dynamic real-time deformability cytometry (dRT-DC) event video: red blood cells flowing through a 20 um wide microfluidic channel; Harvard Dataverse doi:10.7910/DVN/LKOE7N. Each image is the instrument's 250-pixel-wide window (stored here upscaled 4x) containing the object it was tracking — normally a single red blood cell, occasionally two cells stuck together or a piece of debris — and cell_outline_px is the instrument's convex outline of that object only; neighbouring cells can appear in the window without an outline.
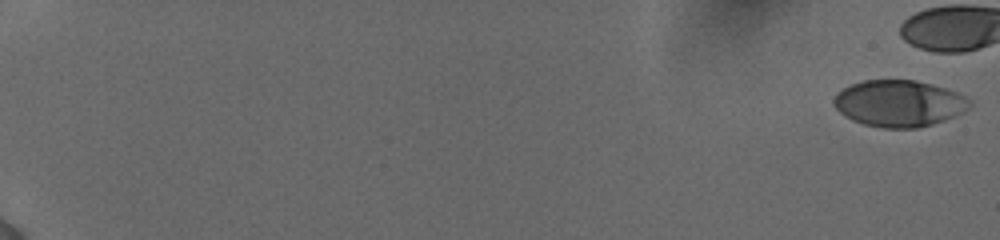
{"species": "human", "species_latin": "Homo sapiens", "temperature_condition": "cold", "stored_images_in_passage": 48, "camera_frame_rate_fps": 3000, "um_per_image_px": 0.085, "donor": {"sex": "female"}, "frame": {"image": 1, "passage_image": 1, "time_ms": 0.0, "image_size_px": [1000, 240], "cell_outline_px": [[972, 104], [964, 112], [944, 120], [932, 124], [916, 128], [884, 128], [864, 124], [852, 120], [844, 116], [832, 104], [832, 100], [836, 92], [852, 84], [864, 80], [916, 80], [932, 84], [956, 92], [972, 100]], "centroid_in_image_um": [76.4, 8.79], "position_along_channel_um": 8.6, "area_um2": 36.93}}
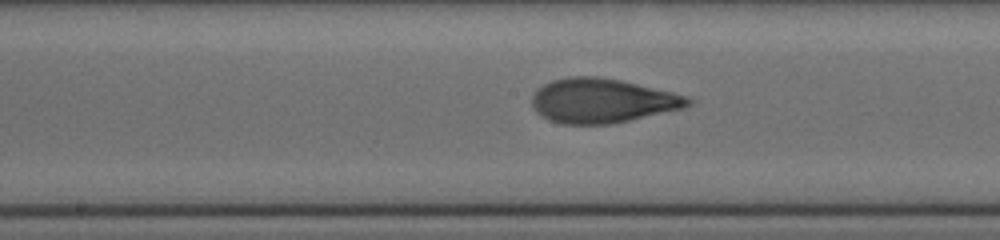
{"frame": {"image": 2, "passage_image": 33, "time_ms": 10.667, "image_size_px": [1000, 240], "cell_outline_px": [[692, 104], [684, 108], [612, 124], [560, 124], [548, 120], [540, 116], [536, 112], [532, 104], [532, 96], [544, 84], [552, 80], [572, 76], [596, 76], [620, 80], [672, 92], [688, 96], [692, 100]], "centroid_in_image_um": [51.18, 8.57], "position_along_channel_um": 197.0, "area_um2": 40.34}}
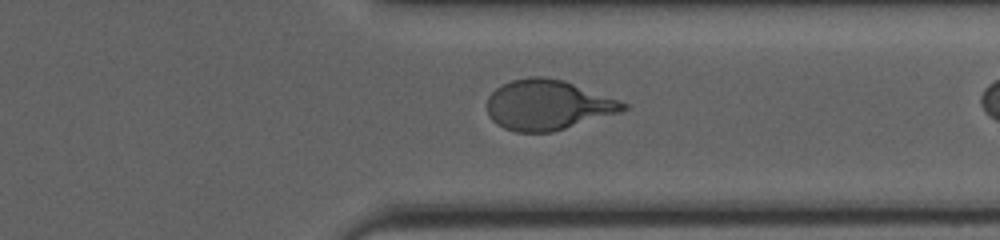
{"frame": {"image": 3, "passage_image": 46, "time_ms": 15.0, "image_size_px": [1000, 240], "cell_outline_px": [[628, 108], [620, 112], [552, 132], [516, 132], [504, 128], [496, 124], [488, 116], [488, 96], [496, 88], [512, 80], [532, 76], [544, 76], [564, 80], [628, 104]], "centroid_in_image_um": [46.53, 8.92], "position_along_channel_um": 364.9, "area_um2": 39.42}}